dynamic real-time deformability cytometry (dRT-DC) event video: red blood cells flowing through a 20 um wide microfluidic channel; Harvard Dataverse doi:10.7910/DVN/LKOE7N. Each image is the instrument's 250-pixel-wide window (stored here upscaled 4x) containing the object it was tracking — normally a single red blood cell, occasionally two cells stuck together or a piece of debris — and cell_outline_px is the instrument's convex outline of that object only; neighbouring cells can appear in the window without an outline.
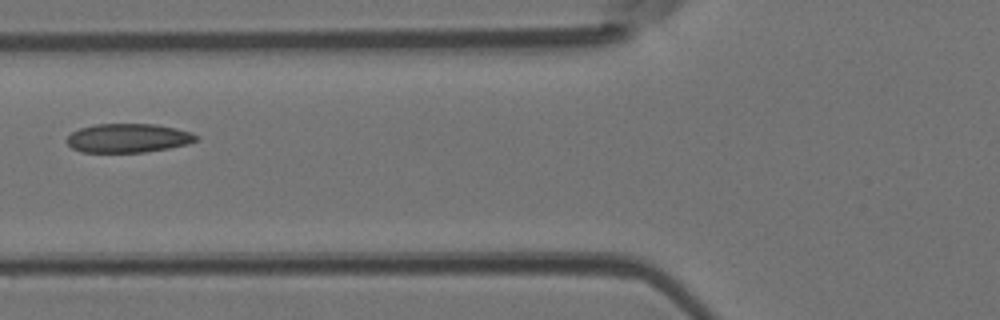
{"species": "Egyptian fruit bat (a non-hibernating species)", "species_latin": "Rousettus aegyptiacus", "temperature_condition": "room temperature", "stored_images_in_passage": 6, "camera_frame_rate_fps": 3000, "um_per_image_px": 0.085, "animal": {"sex": "female"}, "frame": {"image": 1, "passage_image": 6, "time_ms": 1.667, "image_size_px": [1000, 320], "cell_outline_px": [[200, 140], [188, 144], [168, 148], [144, 152], [80, 152], [72, 148], [68, 144], [68, 136], [72, 132], [80, 128], [96, 124], [156, 124], [176, 128], [192, 132], [200, 136]], "centroid_in_image_um": [10.95, 11.73], "position_along_channel_um": 114.9, "area_um2": 21.91}}